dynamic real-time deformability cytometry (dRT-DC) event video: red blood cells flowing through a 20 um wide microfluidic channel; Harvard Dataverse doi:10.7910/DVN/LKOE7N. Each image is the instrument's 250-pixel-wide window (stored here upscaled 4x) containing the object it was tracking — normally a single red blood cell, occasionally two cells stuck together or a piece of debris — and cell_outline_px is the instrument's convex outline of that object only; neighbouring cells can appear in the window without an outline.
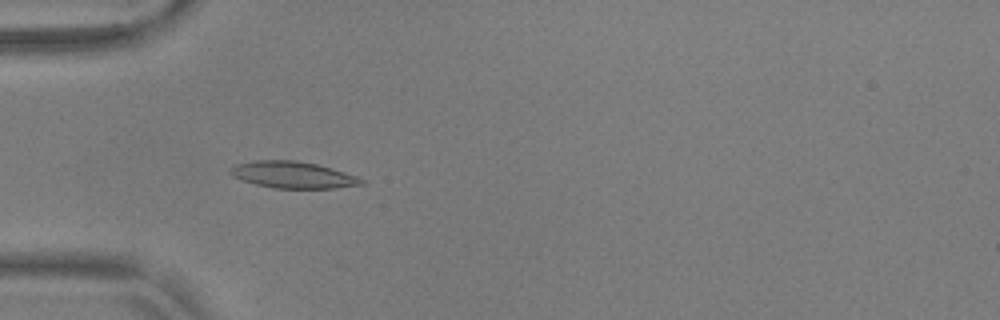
{"species": "common noctule bat (a hibernating species)", "species_latin": "Nyctalus noctula", "temperature_condition": "warm", "stored_images_in_passage": 55, "camera_frame_rate_fps": 3000, "um_per_image_px": 0.085, "animal": {"sex": "male", "body_mass_g": 17.9, "forearm_length_mm": 54.2}, "frame": {"image": 1, "passage_image": 18, "time_ms": 5.667, "image_size_px": [1000, 320], "cell_outline_px": [[364, 184], [336, 188], [272, 188], [256, 184], [232, 176], [228, 172], [228, 168], [236, 164], [256, 160], [296, 160], [316, 164], [332, 168], [356, 176], [364, 180]], "centroid_in_image_um": [24.87, 14.86], "position_along_channel_um": 60.1, "area_um2": 20.35}}
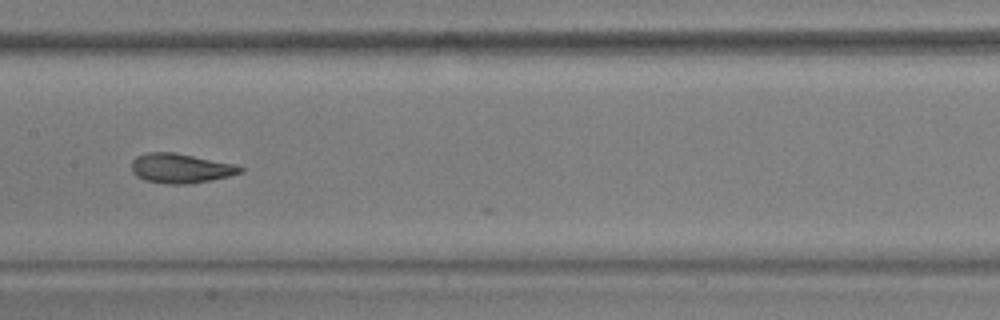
{"frame": {"image": 2, "passage_image": 29, "time_ms": 9.333, "image_size_px": [1000, 320], "cell_outline_px": [[244, 172], [232, 176], [188, 184], [168, 184], [144, 180], [136, 176], [132, 172], [132, 160], [136, 156], [148, 152], [172, 152], [236, 164], [244, 168]], "centroid_in_image_um": [15.37, 14.31], "position_along_channel_um": 192.0, "area_um2": 18.84}}
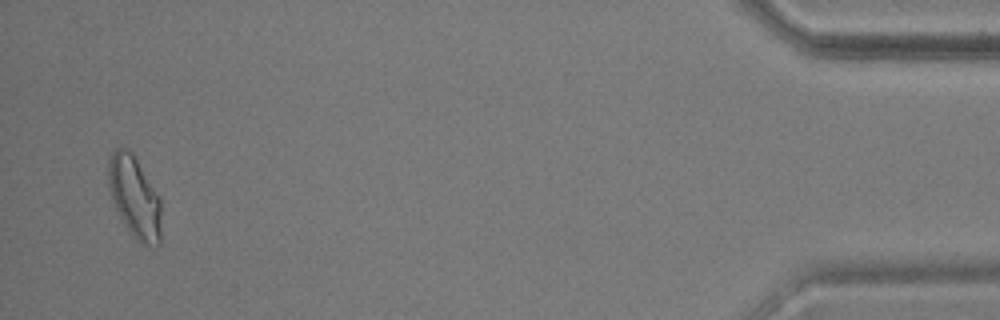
{"frame": {"image": 3, "passage_image": 54, "time_ms": 17.667, "image_size_px": [1000, 320], "cell_outline_px": [[160, 244], [156, 248], [140, 244], [132, 236], [124, 224], [116, 208], [108, 184], [108, 160], [112, 152], [116, 148], [128, 148], [132, 152], [160, 196]], "centroid_in_image_um": [11.45, 16.78], "position_along_channel_um": 423.7, "area_um2": 25.32}, "authors_computed_cell_mechanics": {"area_um2": 19.363, "velocity_mm_per_s": 3.6987, "shape_relaxation_time_tau1_ms": 6.3119, "shape_relaxation_time_tau2_ms": 1.2986, "deformation_change_tau1": 0.1783, "deformation_change_tau2": 0.0709}}